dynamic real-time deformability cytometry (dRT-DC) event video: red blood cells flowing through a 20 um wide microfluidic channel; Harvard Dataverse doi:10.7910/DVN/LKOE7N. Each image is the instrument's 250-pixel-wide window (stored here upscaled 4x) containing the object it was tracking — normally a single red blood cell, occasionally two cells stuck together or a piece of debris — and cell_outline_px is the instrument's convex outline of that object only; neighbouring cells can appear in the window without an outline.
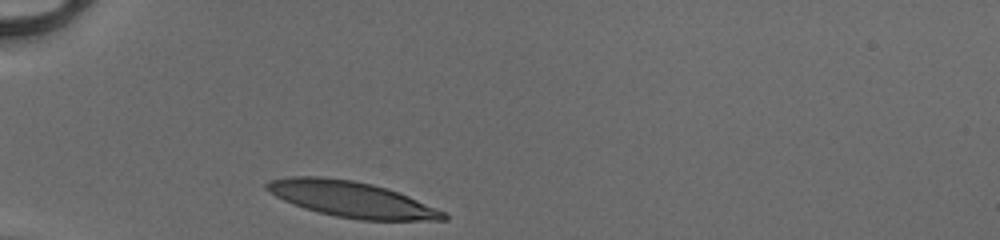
{"species": "human", "species_latin": "Homo sapiens", "temperature_condition": "cold", "stored_images_in_passage": 27, "camera_frame_rate_fps": 3000, "um_per_image_px": 0.085, "donor": {"sex": "male"}, "frame": {"image": 1, "passage_image": 1, "time_ms": 0.0, "image_size_px": [1000, 240], "cell_outline_px": [[448, 220], [360, 220], [336, 216], [304, 208], [292, 204], [268, 192], [264, 188], [264, 184], [272, 180], [288, 176], [320, 176], [352, 180], [372, 184], [408, 196], [436, 208], [444, 212], [448, 216]], "centroid_in_image_um": [29.84, 16.93], "position_along_channel_um": 55.2, "area_um2": 36.53}}
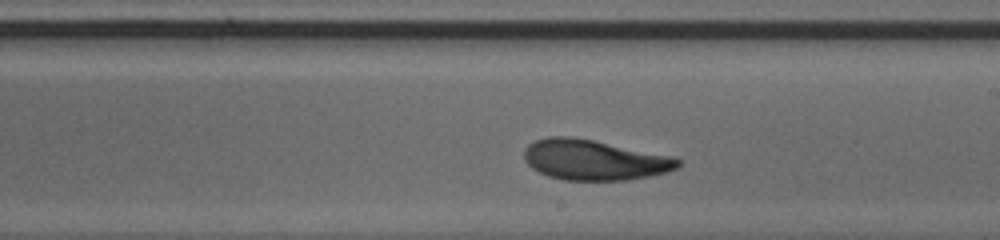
{"frame": {"image": 2, "passage_image": 16, "time_ms": 5.0, "image_size_px": [1000, 240], "cell_outline_px": [[680, 164], [676, 168], [668, 172], [628, 180], [564, 180], [548, 176], [532, 168], [524, 160], [524, 148], [528, 144], [536, 140], [548, 136], [572, 136], [592, 140], [668, 156], [680, 160]], "centroid_in_image_um": [50.43, 13.59], "position_along_channel_um": 238.6, "area_um2": 35.78}}
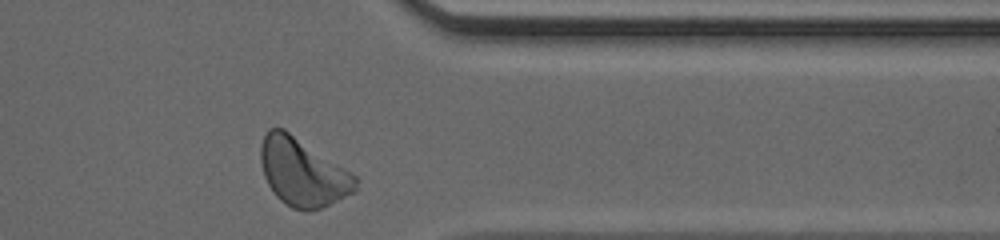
{"frame": {"image": 3, "passage_image": 27, "time_ms": 8.667, "image_size_px": [1000, 240], "cell_outline_px": [[356, 192], [320, 208], [308, 212], [304, 212], [292, 208], [280, 200], [276, 196], [268, 184], [264, 176], [260, 160], [260, 144], [268, 128], [284, 128], [352, 172], [356, 176]], "centroid_in_image_um": [25.72, 14.64], "position_along_channel_um": 385.7, "area_um2": 37.63}, "authors_computed_cell_mechanics": {"area_um2": 36.3562, "velocity_mm_per_s": 4.1234, "shape_relaxation_time_tau1_ms": 3.0429, "shape_relaxation_time_tau2_ms": 2.1136, "deformation_change_tau1": 0.1728, "deformation_change_tau2": 0.0657}}